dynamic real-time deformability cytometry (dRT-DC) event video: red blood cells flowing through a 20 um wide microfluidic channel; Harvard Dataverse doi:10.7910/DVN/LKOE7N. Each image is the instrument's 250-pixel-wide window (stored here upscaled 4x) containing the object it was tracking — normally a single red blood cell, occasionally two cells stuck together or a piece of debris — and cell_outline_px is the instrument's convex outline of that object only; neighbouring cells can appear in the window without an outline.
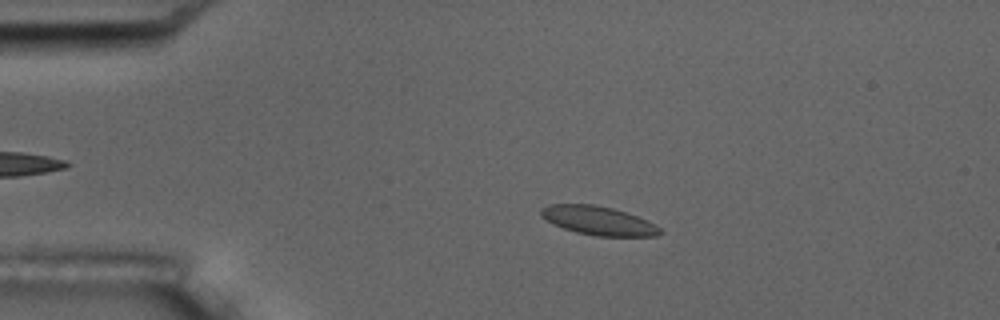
{"species": "common noctule bat (a hibernating species)", "species_latin": "Nyctalus noctula", "temperature_condition": "room temperature", "stored_images_in_passage": 7, "camera_frame_rate_fps": 3000, "um_per_image_px": 0.085, "animal": {"sex": "male", "body_mass_g": 17.5, "forearm_length_mm": 52.3}, "frame": {"image": 1, "passage_image": 3, "time_ms": 2.333, "image_size_px": [1000, 320], "cell_outline_px": [[664, 232], [656, 236], [596, 236], [576, 232], [564, 228], [540, 216], [540, 208], [548, 204], [592, 204], [612, 208], [636, 216], [660, 228]], "centroid_in_image_um": [50.83, 18.75], "position_along_channel_um": 34.2, "area_um2": 19.65}}
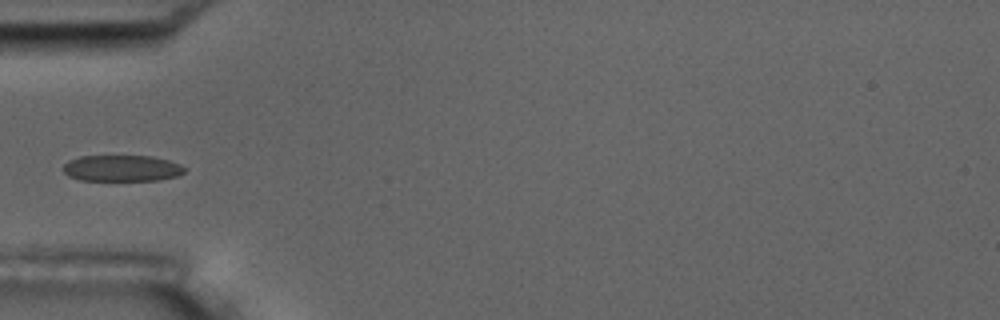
{"frame": {"image": 2, "passage_image": 5, "time_ms": 4.667, "image_size_px": [1000, 320], "cell_outline_px": [[184, 172], [176, 176], [156, 180], [80, 180], [68, 176], [64, 172], [64, 164], [68, 160], [80, 156], [152, 156], [168, 160], [180, 164], [184, 168]], "centroid_in_image_um": [10.33, 14.29], "position_along_channel_um": 74.7, "area_um2": 18.44}}